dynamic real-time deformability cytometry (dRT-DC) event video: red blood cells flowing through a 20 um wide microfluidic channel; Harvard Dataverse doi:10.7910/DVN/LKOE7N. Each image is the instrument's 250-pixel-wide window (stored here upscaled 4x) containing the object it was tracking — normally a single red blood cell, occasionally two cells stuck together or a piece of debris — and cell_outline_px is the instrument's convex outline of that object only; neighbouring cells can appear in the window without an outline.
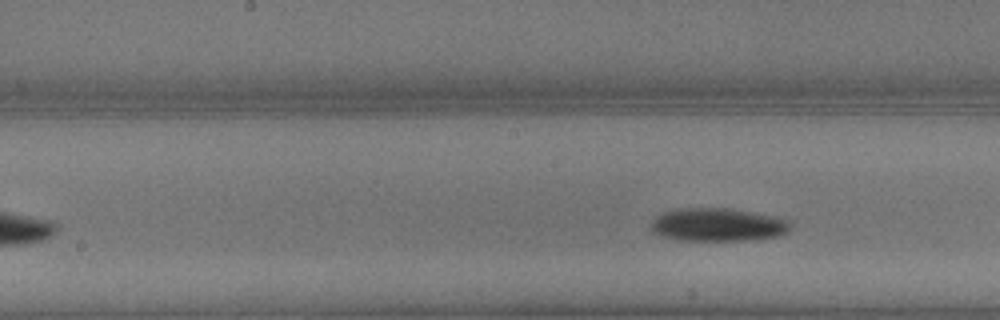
{"species": "common noctule bat (a hibernating species)", "species_latin": "Nyctalus noctula", "temperature_condition": "warm", "stored_images_in_passage": 8, "segment_of_instrument_passage": [2, 2], "camera_frame_rate_fps": 3000, "um_per_image_px": 0.085, "animal": {"sex": "male", "body_mass_g": 13.3}, "frame": {"image": 1, "passage_image": 8, "time_ms": 2.333, "image_size_px": [1000, 320], "cell_outline_px": [[792, 224], [784, 232], [776, 236], [744, 240], [684, 240], [660, 236], [652, 232], [652, 220], [660, 212], [676, 208], [732, 208], [792, 220]], "centroid_in_image_um": [60.96, 19.08], "position_along_channel_um": 187.2, "area_um2": 26.88}}